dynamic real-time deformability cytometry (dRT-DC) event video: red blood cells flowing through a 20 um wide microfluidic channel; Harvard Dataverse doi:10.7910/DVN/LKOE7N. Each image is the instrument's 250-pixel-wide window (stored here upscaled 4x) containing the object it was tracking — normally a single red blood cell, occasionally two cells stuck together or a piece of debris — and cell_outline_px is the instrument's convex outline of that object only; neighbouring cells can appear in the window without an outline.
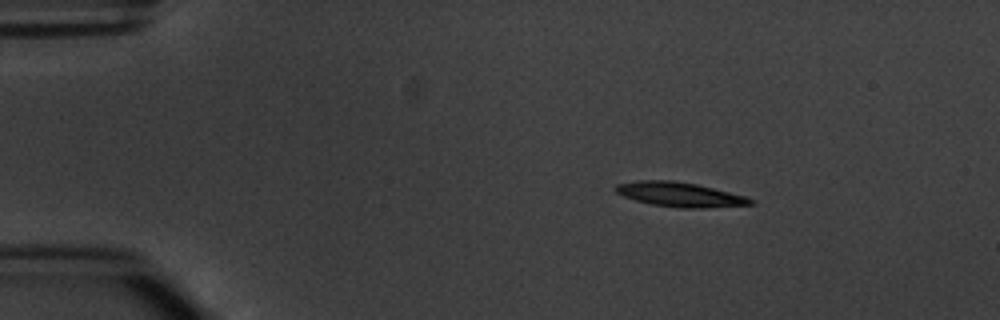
{"species": "common noctule bat (a hibernating species)", "species_latin": "Nyctalus noctula", "temperature_condition": "warm", "stored_images_in_passage": 5, "segment_of_instrument_passage": [1, 2], "camera_frame_rate_fps": 3000, "um_per_image_px": 0.085, "animal": {"sex": "male", "body_mass_g": 20.1, "forearm_length_mm": 53.5}, "frame": {"image": 1, "passage_image": 2, "time_ms": 1.333, "image_size_px": [1000, 320], "cell_outline_px": [[756, 204], [704, 208], [680, 208], [652, 204], [636, 200], [624, 196], [616, 192], [616, 184], [636, 180], [672, 180], [696, 184], [744, 196], [756, 200]], "centroid_in_image_um": [57.8, 16.53], "position_along_channel_um": 27.2, "area_um2": 19.13}}